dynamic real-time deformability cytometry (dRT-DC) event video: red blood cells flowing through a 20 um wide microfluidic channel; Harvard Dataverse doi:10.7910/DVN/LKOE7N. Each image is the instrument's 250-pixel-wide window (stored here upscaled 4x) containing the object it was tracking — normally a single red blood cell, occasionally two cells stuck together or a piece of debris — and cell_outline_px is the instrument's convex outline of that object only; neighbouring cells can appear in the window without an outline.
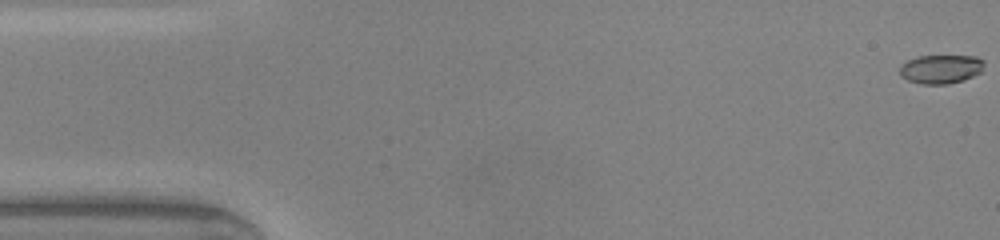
{"species": "common noctule bat (a hibernating species)", "species_latin": "Nyctalus noctula", "temperature_condition": "warm", "stored_images_in_passage": 8, "camera_frame_rate_fps": 3000, "um_per_image_px": 0.085, "animal": {"sex": "male", "body_mass_g": 20.0, "forearm_length_mm": 53.3}, "frame": {"image": 1, "passage_image": 1, "time_ms": 0.0, "image_size_px": [1000, 240], "cell_outline_px": [[984, 64], [980, 72], [964, 80], [948, 84], [920, 84], [908, 80], [900, 76], [900, 64], [916, 56], [976, 56], [984, 60]], "centroid_in_image_um": [79.95, 5.87], "position_along_channel_um": 5.1, "area_um2": 14.28}}